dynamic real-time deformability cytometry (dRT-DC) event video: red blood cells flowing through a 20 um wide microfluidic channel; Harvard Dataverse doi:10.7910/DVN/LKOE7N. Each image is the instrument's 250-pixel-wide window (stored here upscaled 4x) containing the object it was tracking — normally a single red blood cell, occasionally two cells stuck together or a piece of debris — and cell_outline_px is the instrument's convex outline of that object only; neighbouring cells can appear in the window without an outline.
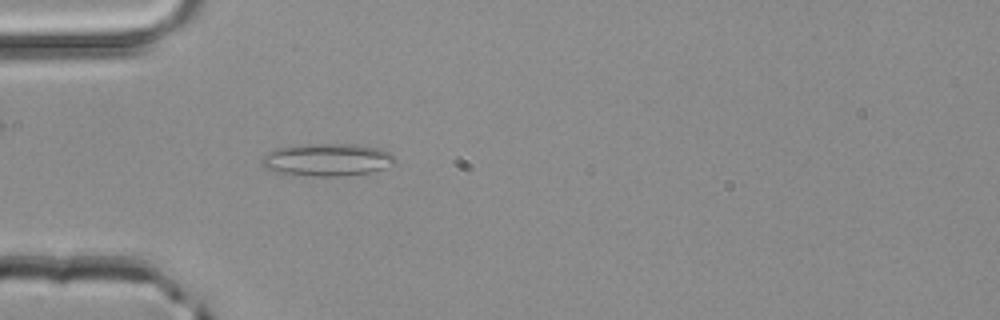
{"species": "common noctule bat (a hibernating species)", "species_latin": "Nyctalus noctula", "temperature_condition": "room temperature", "stored_images_in_passage": 2, "camera_frame_rate_fps": 3000, "um_per_image_px": 0.085, "animal": {"sex": "male", "body_mass_g": 20.4}, "frame": {"image": 1, "passage_image": 2, "time_ms": 0.333, "image_size_px": [1000, 320], "cell_outline_px": [[396, 164], [372, 172], [344, 176], [312, 176], [284, 172], [264, 168], [260, 164], [260, 160], [268, 152], [280, 148], [300, 144], [356, 144], [380, 148], [396, 156]], "centroid_in_image_um": [27.88, 13.57], "position_along_channel_um": 57.1, "area_um2": 25.32}}